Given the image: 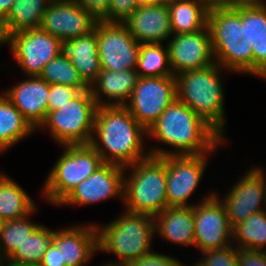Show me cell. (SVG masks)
Returning a JSON list of instances; mask_svg holds the SVG:
<instances>
[{
  "label": "cell",
  "instance_id": "cell-1",
  "mask_svg": "<svg viewBox=\"0 0 266 266\" xmlns=\"http://www.w3.org/2000/svg\"><path fill=\"white\" fill-rule=\"evenodd\" d=\"M147 132L148 137L175 148L173 151L157 146L148 148L150 155L157 157L213 153L222 142H226L208 123L177 98Z\"/></svg>",
  "mask_w": 266,
  "mask_h": 266
},
{
  "label": "cell",
  "instance_id": "cell-2",
  "mask_svg": "<svg viewBox=\"0 0 266 266\" xmlns=\"http://www.w3.org/2000/svg\"><path fill=\"white\" fill-rule=\"evenodd\" d=\"M93 133L90 145L103 163L126 168L150 156L143 149L148 132L125 106L97 107Z\"/></svg>",
  "mask_w": 266,
  "mask_h": 266
},
{
  "label": "cell",
  "instance_id": "cell-3",
  "mask_svg": "<svg viewBox=\"0 0 266 266\" xmlns=\"http://www.w3.org/2000/svg\"><path fill=\"white\" fill-rule=\"evenodd\" d=\"M207 26L215 63L232 73L253 75V49L247 35V3L210 9Z\"/></svg>",
  "mask_w": 266,
  "mask_h": 266
},
{
  "label": "cell",
  "instance_id": "cell-4",
  "mask_svg": "<svg viewBox=\"0 0 266 266\" xmlns=\"http://www.w3.org/2000/svg\"><path fill=\"white\" fill-rule=\"evenodd\" d=\"M222 69V70H221ZM219 64L176 75L177 99L190 107L223 139L225 124L224 87Z\"/></svg>",
  "mask_w": 266,
  "mask_h": 266
},
{
  "label": "cell",
  "instance_id": "cell-5",
  "mask_svg": "<svg viewBox=\"0 0 266 266\" xmlns=\"http://www.w3.org/2000/svg\"><path fill=\"white\" fill-rule=\"evenodd\" d=\"M97 226L98 251L112 253L119 262L110 261L108 266H125L154 251L151 242L155 235L154 217L125 211L105 226ZM116 262V263H115Z\"/></svg>",
  "mask_w": 266,
  "mask_h": 266
},
{
  "label": "cell",
  "instance_id": "cell-6",
  "mask_svg": "<svg viewBox=\"0 0 266 266\" xmlns=\"http://www.w3.org/2000/svg\"><path fill=\"white\" fill-rule=\"evenodd\" d=\"M127 168L132 170L128 177L124 172L125 211L155 217L166 209L167 156L150 155Z\"/></svg>",
  "mask_w": 266,
  "mask_h": 266
},
{
  "label": "cell",
  "instance_id": "cell-7",
  "mask_svg": "<svg viewBox=\"0 0 266 266\" xmlns=\"http://www.w3.org/2000/svg\"><path fill=\"white\" fill-rule=\"evenodd\" d=\"M62 147L63 154L50 170L42 189L44 200L57 206L103 164L100 154L90 144Z\"/></svg>",
  "mask_w": 266,
  "mask_h": 266
},
{
  "label": "cell",
  "instance_id": "cell-8",
  "mask_svg": "<svg viewBox=\"0 0 266 266\" xmlns=\"http://www.w3.org/2000/svg\"><path fill=\"white\" fill-rule=\"evenodd\" d=\"M97 107L90 89L84 90L60 109L48 112L40 127H48V133L60 146L90 144Z\"/></svg>",
  "mask_w": 266,
  "mask_h": 266
},
{
  "label": "cell",
  "instance_id": "cell-9",
  "mask_svg": "<svg viewBox=\"0 0 266 266\" xmlns=\"http://www.w3.org/2000/svg\"><path fill=\"white\" fill-rule=\"evenodd\" d=\"M177 98L176 77H139L125 107L148 130Z\"/></svg>",
  "mask_w": 266,
  "mask_h": 266
},
{
  "label": "cell",
  "instance_id": "cell-10",
  "mask_svg": "<svg viewBox=\"0 0 266 266\" xmlns=\"http://www.w3.org/2000/svg\"><path fill=\"white\" fill-rule=\"evenodd\" d=\"M61 40L41 28L10 34L1 44L10 45L16 63L26 76H39L44 66L60 54Z\"/></svg>",
  "mask_w": 266,
  "mask_h": 266
},
{
  "label": "cell",
  "instance_id": "cell-11",
  "mask_svg": "<svg viewBox=\"0 0 266 266\" xmlns=\"http://www.w3.org/2000/svg\"><path fill=\"white\" fill-rule=\"evenodd\" d=\"M95 28L101 69H136L140 43L134 39L126 25L98 20Z\"/></svg>",
  "mask_w": 266,
  "mask_h": 266
},
{
  "label": "cell",
  "instance_id": "cell-12",
  "mask_svg": "<svg viewBox=\"0 0 266 266\" xmlns=\"http://www.w3.org/2000/svg\"><path fill=\"white\" fill-rule=\"evenodd\" d=\"M201 203L193 206L195 243L200 252L220 249L231 244L232 227L224 203L218 193H208Z\"/></svg>",
  "mask_w": 266,
  "mask_h": 266
},
{
  "label": "cell",
  "instance_id": "cell-13",
  "mask_svg": "<svg viewBox=\"0 0 266 266\" xmlns=\"http://www.w3.org/2000/svg\"><path fill=\"white\" fill-rule=\"evenodd\" d=\"M210 154L167 156L168 207H193L195 205L189 204L188 199L195 193L202 180L208 162L207 155L210 156Z\"/></svg>",
  "mask_w": 266,
  "mask_h": 266
},
{
  "label": "cell",
  "instance_id": "cell-14",
  "mask_svg": "<svg viewBox=\"0 0 266 266\" xmlns=\"http://www.w3.org/2000/svg\"><path fill=\"white\" fill-rule=\"evenodd\" d=\"M264 173V169L251 168L232 186L227 195L221 198L232 228L245 221L253 213L266 210L261 206L266 199Z\"/></svg>",
  "mask_w": 266,
  "mask_h": 266
},
{
  "label": "cell",
  "instance_id": "cell-15",
  "mask_svg": "<svg viewBox=\"0 0 266 266\" xmlns=\"http://www.w3.org/2000/svg\"><path fill=\"white\" fill-rule=\"evenodd\" d=\"M97 19L75 0H52L43 14L40 28L61 41L86 35Z\"/></svg>",
  "mask_w": 266,
  "mask_h": 266
},
{
  "label": "cell",
  "instance_id": "cell-16",
  "mask_svg": "<svg viewBox=\"0 0 266 266\" xmlns=\"http://www.w3.org/2000/svg\"><path fill=\"white\" fill-rule=\"evenodd\" d=\"M167 42L173 75L215 63L208 26L193 33L172 35Z\"/></svg>",
  "mask_w": 266,
  "mask_h": 266
},
{
  "label": "cell",
  "instance_id": "cell-17",
  "mask_svg": "<svg viewBox=\"0 0 266 266\" xmlns=\"http://www.w3.org/2000/svg\"><path fill=\"white\" fill-rule=\"evenodd\" d=\"M125 171L126 168L121 166L103 163L79 183L60 205L85 206L118 196L123 201Z\"/></svg>",
  "mask_w": 266,
  "mask_h": 266
},
{
  "label": "cell",
  "instance_id": "cell-18",
  "mask_svg": "<svg viewBox=\"0 0 266 266\" xmlns=\"http://www.w3.org/2000/svg\"><path fill=\"white\" fill-rule=\"evenodd\" d=\"M139 43H163L173 35L168 2L138 5L123 22Z\"/></svg>",
  "mask_w": 266,
  "mask_h": 266
},
{
  "label": "cell",
  "instance_id": "cell-19",
  "mask_svg": "<svg viewBox=\"0 0 266 266\" xmlns=\"http://www.w3.org/2000/svg\"><path fill=\"white\" fill-rule=\"evenodd\" d=\"M52 241L66 266H84L98 252V232L93 223L54 230Z\"/></svg>",
  "mask_w": 266,
  "mask_h": 266
},
{
  "label": "cell",
  "instance_id": "cell-20",
  "mask_svg": "<svg viewBox=\"0 0 266 266\" xmlns=\"http://www.w3.org/2000/svg\"><path fill=\"white\" fill-rule=\"evenodd\" d=\"M35 129L47 116L49 84L39 76H29L3 92Z\"/></svg>",
  "mask_w": 266,
  "mask_h": 266
},
{
  "label": "cell",
  "instance_id": "cell-21",
  "mask_svg": "<svg viewBox=\"0 0 266 266\" xmlns=\"http://www.w3.org/2000/svg\"><path fill=\"white\" fill-rule=\"evenodd\" d=\"M139 75L135 69L110 71L102 69L90 85L92 97L98 107L125 106L137 84ZM107 100L105 101V99ZM112 101V102H111Z\"/></svg>",
  "mask_w": 266,
  "mask_h": 266
},
{
  "label": "cell",
  "instance_id": "cell-22",
  "mask_svg": "<svg viewBox=\"0 0 266 266\" xmlns=\"http://www.w3.org/2000/svg\"><path fill=\"white\" fill-rule=\"evenodd\" d=\"M60 54L70 59L82 80L89 87L102 70L98 55L96 28L86 35L67 41H61Z\"/></svg>",
  "mask_w": 266,
  "mask_h": 266
},
{
  "label": "cell",
  "instance_id": "cell-23",
  "mask_svg": "<svg viewBox=\"0 0 266 266\" xmlns=\"http://www.w3.org/2000/svg\"><path fill=\"white\" fill-rule=\"evenodd\" d=\"M155 232L175 244L194 246L195 219L193 207H167L154 217Z\"/></svg>",
  "mask_w": 266,
  "mask_h": 266
},
{
  "label": "cell",
  "instance_id": "cell-24",
  "mask_svg": "<svg viewBox=\"0 0 266 266\" xmlns=\"http://www.w3.org/2000/svg\"><path fill=\"white\" fill-rule=\"evenodd\" d=\"M52 0H16L0 23V44L12 33L40 28L43 14Z\"/></svg>",
  "mask_w": 266,
  "mask_h": 266
},
{
  "label": "cell",
  "instance_id": "cell-25",
  "mask_svg": "<svg viewBox=\"0 0 266 266\" xmlns=\"http://www.w3.org/2000/svg\"><path fill=\"white\" fill-rule=\"evenodd\" d=\"M173 35L193 33L207 27L209 9L197 0L168 2Z\"/></svg>",
  "mask_w": 266,
  "mask_h": 266
},
{
  "label": "cell",
  "instance_id": "cell-26",
  "mask_svg": "<svg viewBox=\"0 0 266 266\" xmlns=\"http://www.w3.org/2000/svg\"><path fill=\"white\" fill-rule=\"evenodd\" d=\"M34 131L9 98L4 93L0 94V150L7 152V149Z\"/></svg>",
  "mask_w": 266,
  "mask_h": 266
},
{
  "label": "cell",
  "instance_id": "cell-27",
  "mask_svg": "<svg viewBox=\"0 0 266 266\" xmlns=\"http://www.w3.org/2000/svg\"><path fill=\"white\" fill-rule=\"evenodd\" d=\"M36 206L31 196L6 174L0 176V216L13 220L29 214Z\"/></svg>",
  "mask_w": 266,
  "mask_h": 266
},
{
  "label": "cell",
  "instance_id": "cell-28",
  "mask_svg": "<svg viewBox=\"0 0 266 266\" xmlns=\"http://www.w3.org/2000/svg\"><path fill=\"white\" fill-rule=\"evenodd\" d=\"M136 72L139 77L174 76L168 47L162 43H140Z\"/></svg>",
  "mask_w": 266,
  "mask_h": 266
},
{
  "label": "cell",
  "instance_id": "cell-29",
  "mask_svg": "<svg viewBox=\"0 0 266 266\" xmlns=\"http://www.w3.org/2000/svg\"><path fill=\"white\" fill-rule=\"evenodd\" d=\"M232 242H235L238 249L266 251V210L253 213L235 225Z\"/></svg>",
  "mask_w": 266,
  "mask_h": 266
},
{
  "label": "cell",
  "instance_id": "cell-30",
  "mask_svg": "<svg viewBox=\"0 0 266 266\" xmlns=\"http://www.w3.org/2000/svg\"><path fill=\"white\" fill-rule=\"evenodd\" d=\"M53 235L54 230L40 225L5 263L13 266H38Z\"/></svg>",
  "mask_w": 266,
  "mask_h": 266
},
{
  "label": "cell",
  "instance_id": "cell-31",
  "mask_svg": "<svg viewBox=\"0 0 266 266\" xmlns=\"http://www.w3.org/2000/svg\"><path fill=\"white\" fill-rule=\"evenodd\" d=\"M36 207L27 215L5 221L0 234V263L6 262L40 225L28 220Z\"/></svg>",
  "mask_w": 266,
  "mask_h": 266
},
{
  "label": "cell",
  "instance_id": "cell-32",
  "mask_svg": "<svg viewBox=\"0 0 266 266\" xmlns=\"http://www.w3.org/2000/svg\"><path fill=\"white\" fill-rule=\"evenodd\" d=\"M39 77L48 84L80 87L83 91L89 89V86L82 80L70 59L65 58L61 54L57 55L44 66Z\"/></svg>",
  "mask_w": 266,
  "mask_h": 266
},
{
  "label": "cell",
  "instance_id": "cell-33",
  "mask_svg": "<svg viewBox=\"0 0 266 266\" xmlns=\"http://www.w3.org/2000/svg\"><path fill=\"white\" fill-rule=\"evenodd\" d=\"M248 42L255 47L258 40L266 39V3H247Z\"/></svg>",
  "mask_w": 266,
  "mask_h": 266
},
{
  "label": "cell",
  "instance_id": "cell-34",
  "mask_svg": "<svg viewBox=\"0 0 266 266\" xmlns=\"http://www.w3.org/2000/svg\"><path fill=\"white\" fill-rule=\"evenodd\" d=\"M233 244L220 249L204 251L201 255L204 258L201 257V260L206 266H238V248Z\"/></svg>",
  "mask_w": 266,
  "mask_h": 266
},
{
  "label": "cell",
  "instance_id": "cell-35",
  "mask_svg": "<svg viewBox=\"0 0 266 266\" xmlns=\"http://www.w3.org/2000/svg\"><path fill=\"white\" fill-rule=\"evenodd\" d=\"M83 90L62 84H49L47 113L60 109L69 100L77 97Z\"/></svg>",
  "mask_w": 266,
  "mask_h": 266
},
{
  "label": "cell",
  "instance_id": "cell-36",
  "mask_svg": "<svg viewBox=\"0 0 266 266\" xmlns=\"http://www.w3.org/2000/svg\"><path fill=\"white\" fill-rule=\"evenodd\" d=\"M136 7L134 0H111L109 11L102 20L123 23Z\"/></svg>",
  "mask_w": 266,
  "mask_h": 266
},
{
  "label": "cell",
  "instance_id": "cell-37",
  "mask_svg": "<svg viewBox=\"0 0 266 266\" xmlns=\"http://www.w3.org/2000/svg\"><path fill=\"white\" fill-rule=\"evenodd\" d=\"M182 263L174 257L151 251L140 259L128 262L125 266H181Z\"/></svg>",
  "mask_w": 266,
  "mask_h": 266
},
{
  "label": "cell",
  "instance_id": "cell-38",
  "mask_svg": "<svg viewBox=\"0 0 266 266\" xmlns=\"http://www.w3.org/2000/svg\"><path fill=\"white\" fill-rule=\"evenodd\" d=\"M253 49V75L266 79V39L258 40Z\"/></svg>",
  "mask_w": 266,
  "mask_h": 266
},
{
  "label": "cell",
  "instance_id": "cell-39",
  "mask_svg": "<svg viewBox=\"0 0 266 266\" xmlns=\"http://www.w3.org/2000/svg\"><path fill=\"white\" fill-rule=\"evenodd\" d=\"M238 266H266V251L238 249Z\"/></svg>",
  "mask_w": 266,
  "mask_h": 266
},
{
  "label": "cell",
  "instance_id": "cell-40",
  "mask_svg": "<svg viewBox=\"0 0 266 266\" xmlns=\"http://www.w3.org/2000/svg\"><path fill=\"white\" fill-rule=\"evenodd\" d=\"M83 6L97 20H102L108 13L111 0H75Z\"/></svg>",
  "mask_w": 266,
  "mask_h": 266
},
{
  "label": "cell",
  "instance_id": "cell-41",
  "mask_svg": "<svg viewBox=\"0 0 266 266\" xmlns=\"http://www.w3.org/2000/svg\"><path fill=\"white\" fill-rule=\"evenodd\" d=\"M38 266H66L62 263L61 252L53 241L47 247Z\"/></svg>",
  "mask_w": 266,
  "mask_h": 266
},
{
  "label": "cell",
  "instance_id": "cell-42",
  "mask_svg": "<svg viewBox=\"0 0 266 266\" xmlns=\"http://www.w3.org/2000/svg\"><path fill=\"white\" fill-rule=\"evenodd\" d=\"M205 5L209 10L213 8L230 7L231 0H197Z\"/></svg>",
  "mask_w": 266,
  "mask_h": 266
},
{
  "label": "cell",
  "instance_id": "cell-43",
  "mask_svg": "<svg viewBox=\"0 0 266 266\" xmlns=\"http://www.w3.org/2000/svg\"><path fill=\"white\" fill-rule=\"evenodd\" d=\"M16 0H0V23L8 16Z\"/></svg>",
  "mask_w": 266,
  "mask_h": 266
},
{
  "label": "cell",
  "instance_id": "cell-44",
  "mask_svg": "<svg viewBox=\"0 0 266 266\" xmlns=\"http://www.w3.org/2000/svg\"><path fill=\"white\" fill-rule=\"evenodd\" d=\"M163 0H134L135 4L138 5H146V4H155L161 2Z\"/></svg>",
  "mask_w": 266,
  "mask_h": 266
},
{
  "label": "cell",
  "instance_id": "cell-45",
  "mask_svg": "<svg viewBox=\"0 0 266 266\" xmlns=\"http://www.w3.org/2000/svg\"><path fill=\"white\" fill-rule=\"evenodd\" d=\"M237 3H263V0H231V6Z\"/></svg>",
  "mask_w": 266,
  "mask_h": 266
},
{
  "label": "cell",
  "instance_id": "cell-46",
  "mask_svg": "<svg viewBox=\"0 0 266 266\" xmlns=\"http://www.w3.org/2000/svg\"><path fill=\"white\" fill-rule=\"evenodd\" d=\"M181 266H186V265L182 263ZM192 266H206V265L203 263L201 259H199V261L195 262V264Z\"/></svg>",
  "mask_w": 266,
  "mask_h": 266
},
{
  "label": "cell",
  "instance_id": "cell-47",
  "mask_svg": "<svg viewBox=\"0 0 266 266\" xmlns=\"http://www.w3.org/2000/svg\"><path fill=\"white\" fill-rule=\"evenodd\" d=\"M5 219H3L1 216H0V234H1V231L3 230V227L5 225Z\"/></svg>",
  "mask_w": 266,
  "mask_h": 266
},
{
  "label": "cell",
  "instance_id": "cell-48",
  "mask_svg": "<svg viewBox=\"0 0 266 266\" xmlns=\"http://www.w3.org/2000/svg\"><path fill=\"white\" fill-rule=\"evenodd\" d=\"M0 266H13V265H10V264H7V263L2 262V263H0Z\"/></svg>",
  "mask_w": 266,
  "mask_h": 266
}]
</instances>
